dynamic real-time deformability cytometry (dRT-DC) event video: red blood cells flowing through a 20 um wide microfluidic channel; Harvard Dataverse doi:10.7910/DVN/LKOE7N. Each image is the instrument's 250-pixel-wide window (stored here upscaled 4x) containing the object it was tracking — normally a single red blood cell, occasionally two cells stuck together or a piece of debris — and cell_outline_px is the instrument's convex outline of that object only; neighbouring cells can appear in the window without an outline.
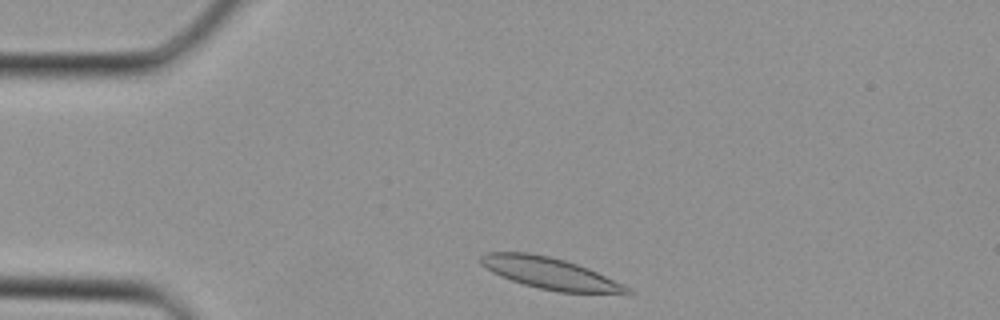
{"species": "Egyptian fruit bat (a non-hibernating species)", "species_latin": "Rousettus aegyptiacus", "temperature_condition": "cold", "stored_images_in_passage": 29, "camera_frame_rate_fps": 3000, "um_per_image_px": 0.085, "animal": {"sex": "female"}, "frame": {"image": 1, "passage_image": 1, "time_ms": 0.0, "image_size_px": [1000, 320], "cell_outline_px": [[636, 292], [628, 296], [560, 292], [540, 288], [524, 284], [500, 276], [492, 272], [480, 264], [480, 256], [484, 252], [528, 252], [548, 256], [564, 260], [588, 268], [624, 284], [632, 288]], "centroid_in_image_um": [46.9, 23.28], "position_along_channel_um": 38.1, "area_um2": 27.57}}
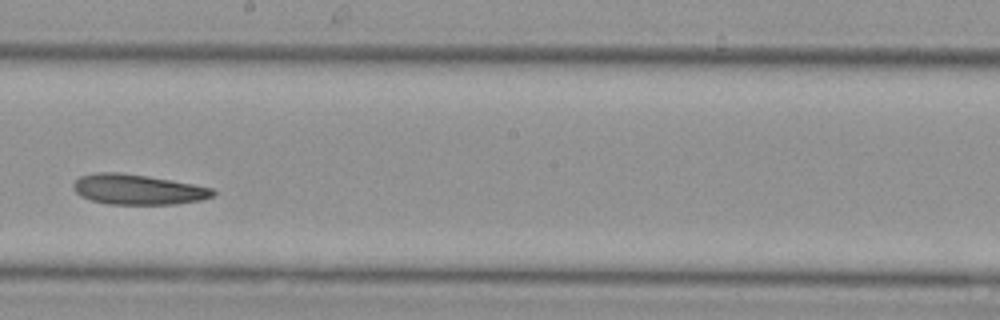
{"frame": {"image": 2, "passage_image": 14, "time_ms": 4.333, "image_size_px": [1000, 320], "cell_outline_px": [[216, 192], [212, 196], [200, 200], [176, 204], [108, 204], [92, 200], [80, 196], [72, 188], [72, 184], [80, 176], [96, 172], [116, 172], [144, 176], [192, 184], [212, 188]], "centroid_in_image_um": [11.67, 16.11], "position_along_channel_um": 236.5, "area_um2": 24.28}}
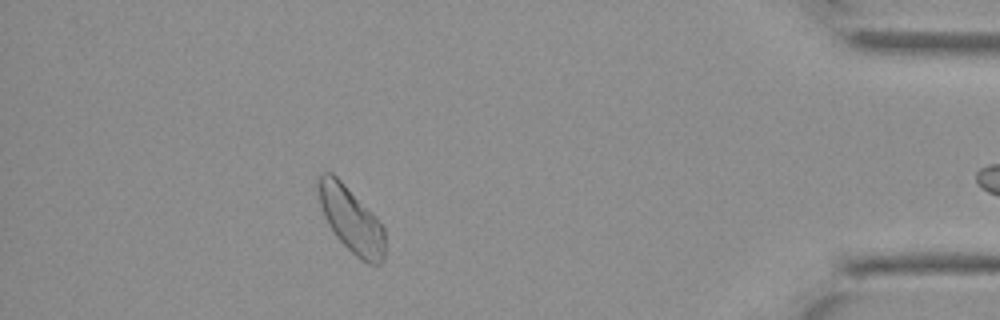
{"frame": {"image": 3, "passage_image": 26, "time_ms": 8.333, "image_size_px": [1000, 320], "cell_outline_px": [[384, 260], [380, 264], [368, 264], [360, 260], [336, 236], [328, 224], [324, 216], [320, 204], [316, 184], [316, 180], [324, 172], [332, 172], [376, 216], [384, 228]], "centroid_in_image_um": [29.84, 18.67], "position_along_channel_um": 405.4, "area_um2": 25.32}}